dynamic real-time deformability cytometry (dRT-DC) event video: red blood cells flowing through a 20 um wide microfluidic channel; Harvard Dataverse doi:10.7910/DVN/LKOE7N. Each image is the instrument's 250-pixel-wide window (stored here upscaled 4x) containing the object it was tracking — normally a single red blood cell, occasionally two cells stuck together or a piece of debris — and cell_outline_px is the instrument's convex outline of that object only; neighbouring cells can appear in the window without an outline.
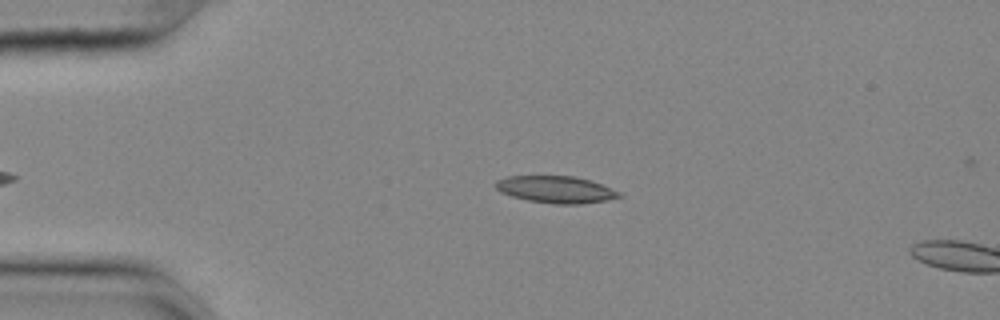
{"species": "common noctule bat (a hibernating species)", "species_latin": "Nyctalus noctula", "temperature_condition": "cold", "stored_images_in_passage": 7, "camera_frame_rate_fps": 3000, "um_per_image_px": 0.085, "animal": {"sex": "female", "body_mass_g": 25.1}, "frame": {"image": 1, "passage_image": 4, "time_ms": 1.0, "image_size_px": [1000, 320], "cell_outline_px": [[624, 196], [608, 200], [580, 204], [556, 204], [528, 200], [512, 196], [500, 192], [496, 188], [496, 180], [508, 176], [576, 176], [592, 180], [612, 188], [620, 192]], "centroid_in_image_um": [47.3, 16.1], "position_along_channel_um": 37.7, "area_um2": 19.54}}